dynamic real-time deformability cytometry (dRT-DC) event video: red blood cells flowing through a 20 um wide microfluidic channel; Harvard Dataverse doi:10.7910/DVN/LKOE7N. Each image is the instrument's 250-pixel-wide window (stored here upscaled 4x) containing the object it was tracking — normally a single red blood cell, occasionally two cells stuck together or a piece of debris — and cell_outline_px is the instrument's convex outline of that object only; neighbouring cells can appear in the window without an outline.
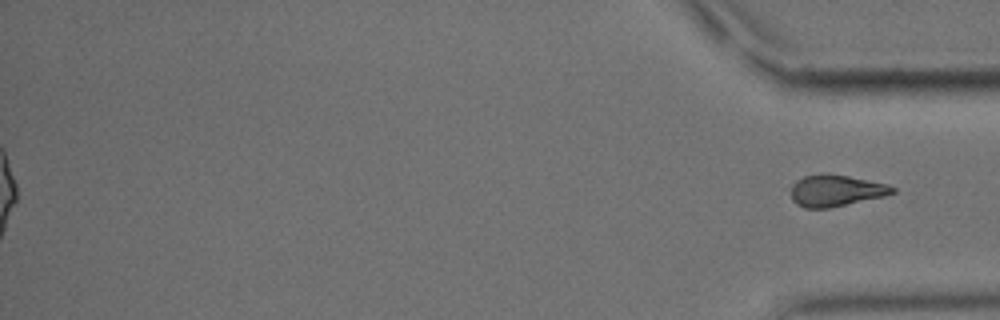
{"species": "common noctule bat (a hibernating species)", "species_latin": "Nyctalus noctula", "temperature_condition": "cold", "stored_images_in_passage": 58, "segment_of_instrument_passage": [2, 2], "camera_frame_rate_fps": 3000, "um_per_image_px": 0.085, "animal": {"sex": "male", "body_mass_g": 15.6}, "frame": {"image": 1, "passage_image": 58, "time_ms": 19.0, "image_size_px": [1000, 320], "cell_outline_px": [[896, 192], [884, 196], [828, 208], [804, 208], [796, 204], [792, 200], [792, 184], [796, 180], [804, 176], [820, 172], [848, 176], [888, 184], [896, 188]], "centroid_in_image_um": [71.03, 16.19], "position_along_channel_um": 364.2, "area_um2": 18.73}}